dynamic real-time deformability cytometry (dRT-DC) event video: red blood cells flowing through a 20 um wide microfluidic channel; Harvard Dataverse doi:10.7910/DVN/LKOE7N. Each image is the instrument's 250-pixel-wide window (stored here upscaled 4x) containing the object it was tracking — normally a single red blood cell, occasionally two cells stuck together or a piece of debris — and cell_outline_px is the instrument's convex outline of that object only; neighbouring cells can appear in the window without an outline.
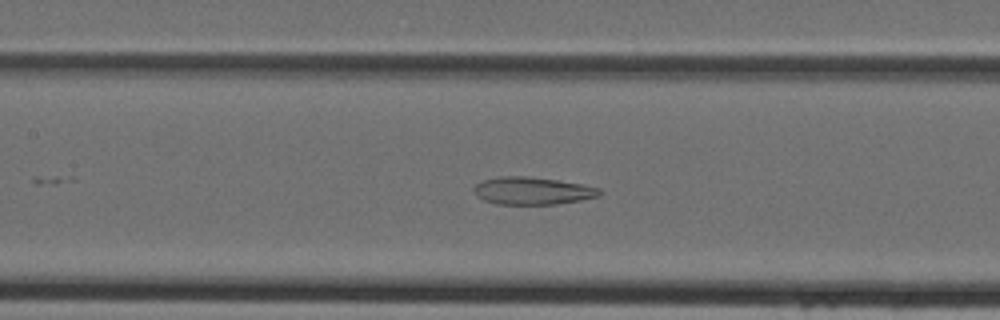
{"species": "Egyptian fruit bat (a non-hibernating species)", "species_latin": "Rousettus aegyptiacus", "temperature_condition": "cold", "stored_images_in_passage": 33, "camera_frame_rate_fps": 3000, "um_per_image_px": 0.085, "animal": {"sex": "female"}, "frame": {"image": 1, "passage_image": 18, "time_ms": 5.667, "image_size_px": [1000, 320], "cell_outline_px": [[600, 196], [580, 200], [556, 204], [496, 204], [484, 200], [476, 196], [472, 188], [476, 184], [484, 180], [500, 176], [524, 176], [556, 180], [584, 184], [600, 188]], "centroid_in_image_um": [45.24, 16.22], "position_along_channel_um": 162.2, "area_um2": 20.11}}
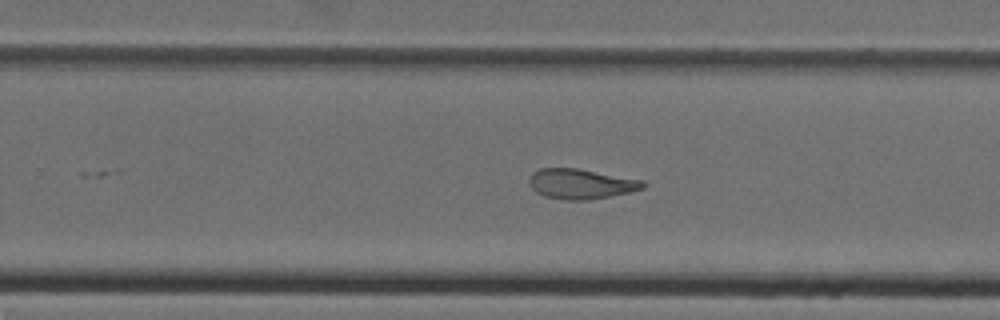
{"frame": {"image": 2, "passage_image": 26, "time_ms": 8.333, "image_size_px": [1000, 320], "cell_outline_px": [[644, 188], [628, 192], [588, 200], [564, 200], [544, 196], [536, 192], [528, 184], [528, 180], [532, 172], [540, 168], [576, 168], [644, 180]], "centroid_in_image_um": [49.33, 15.62], "position_along_channel_um": 280.5, "area_um2": 19.88}}
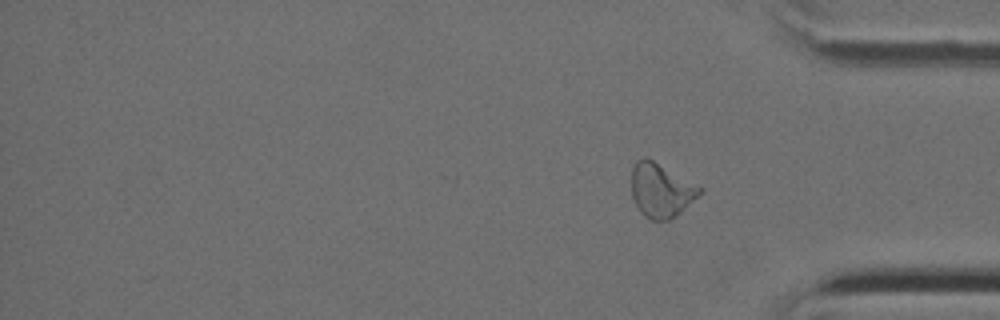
{"frame": {"image": 3, "passage_image": 33, "time_ms": 10.667, "image_size_px": [1000, 320], "cell_outline_px": [[704, 188], [680, 212], [668, 220], [652, 220], [644, 216], [636, 204], [632, 196], [632, 168], [636, 160], [644, 156], [652, 160]], "centroid_in_image_um": [56.15, 16.15], "position_along_channel_um": 379.0, "area_um2": 20.98}}